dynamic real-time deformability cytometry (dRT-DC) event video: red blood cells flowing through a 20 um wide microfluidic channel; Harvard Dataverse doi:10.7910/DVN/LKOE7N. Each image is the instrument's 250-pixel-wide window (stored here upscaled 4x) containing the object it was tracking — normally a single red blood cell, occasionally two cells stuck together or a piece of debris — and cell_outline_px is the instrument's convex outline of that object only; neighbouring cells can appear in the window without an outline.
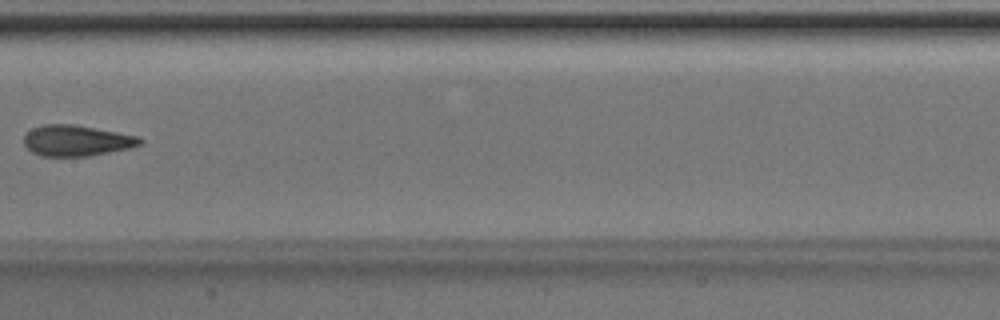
{"species": "Egyptian fruit bat (a non-hibernating species)", "species_latin": "Rousettus aegyptiacus", "temperature_condition": "room temperature", "stored_images_in_passage": 7, "camera_frame_rate_fps": 3000, "um_per_image_px": 0.085, "animal": {"sex": "male"}, "frame": {"image": 1, "passage_image": 7, "time_ms": 2.0, "image_size_px": [1000, 320], "cell_outline_px": [[144, 140], [140, 144], [128, 148], [88, 156], [40, 156], [32, 152], [24, 144], [24, 136], [32, 128], [40, 124], [72, 124], [140, 136]], "centroid_in_image_um": [6.48, 11.94], "position_along_channel_um": 200.9, "area_um2": 20.81}}